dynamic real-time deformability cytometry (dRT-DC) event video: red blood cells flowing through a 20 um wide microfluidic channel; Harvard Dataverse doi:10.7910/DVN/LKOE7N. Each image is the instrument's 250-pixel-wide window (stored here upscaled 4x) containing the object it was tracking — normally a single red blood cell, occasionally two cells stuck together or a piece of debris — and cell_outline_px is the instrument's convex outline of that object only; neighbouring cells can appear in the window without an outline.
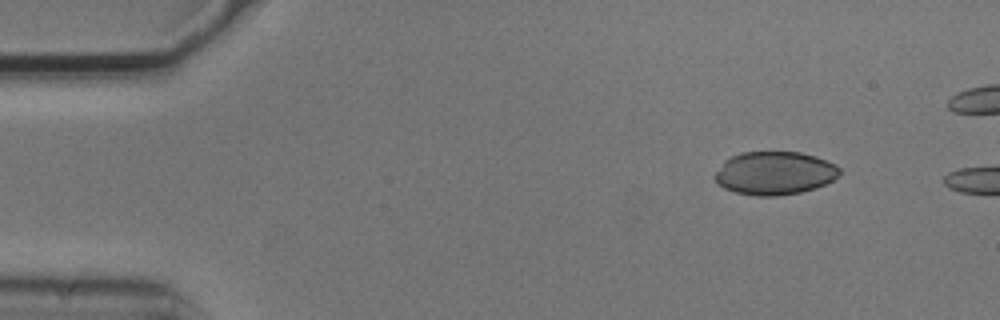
{"species": "common noctule bat (a hibernating species)", "species_latin": "Nyctalus noctula", "temperature_condition": "cold", "stored_images_in_passage": 2, "camera_frame_rate_fps": 3000, "um_per_image_px": 0.085, "animal": {"sex": "male", "body_mass_g": 20.5, "forearm_length_mm": 52.5}, "frame": {"image": 1, "passage_image": 1, "time_ms": 0.0, "image_size_px": [1000, 320], "cell_outline_px": [[840, 172], [832, 180], [824, 184], [800, 192], [776, 196], [756, 196], [736, 192], [724, 188], [716, 184], [712, 176], [724, 160], [740, 152], [800, 152], [816, 156], [836, 164], [840, 168]], "centroid_in_image_um": [65.79, 14.71], "position_along_channel_um": 19.2, "area_um2": 31.5}}